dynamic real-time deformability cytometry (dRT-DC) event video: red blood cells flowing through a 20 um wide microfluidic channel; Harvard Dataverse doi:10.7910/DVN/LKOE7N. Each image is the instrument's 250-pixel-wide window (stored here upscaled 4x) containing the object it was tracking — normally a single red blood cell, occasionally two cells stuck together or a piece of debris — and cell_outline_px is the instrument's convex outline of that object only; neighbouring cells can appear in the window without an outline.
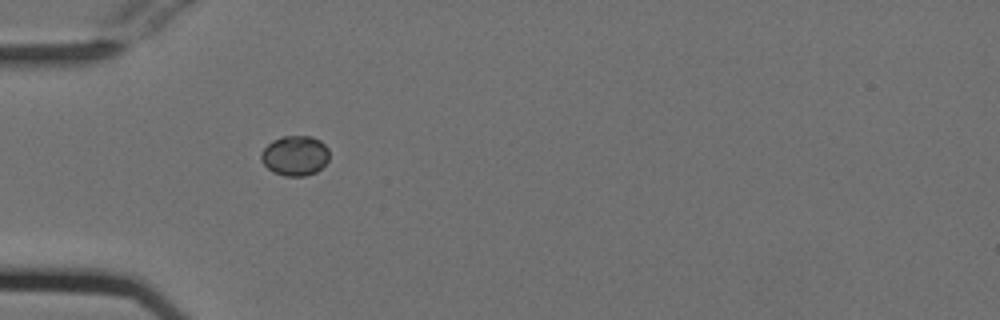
{"species": "Egyptian fruit bat (a non-hibernating species)", "species_latin": "Rousettus aegyptiacus", "temperature_condition": "cold", "stored_images_in_passage": 4, "camera_frame_rate_fps": 3000, "um_per_image_px": 0.085, "animal": {"sex": "female"}, "frame": {"image": 1, "passage_image": 1, "time_ms": 0.0, "image_size_px": [1000, 320], "cell_outline_px": [[328, 160], [316, 172], [304, 176], [284, 176], [272, 172], [260, 160], [260, 152], [272, 140], [284, 136], [312, 136], [320, 140], [328, 148]], "centroid_in_image_um": [25.05, 13.23], "position_along_channel_um": 59.9, "area_um2": 15.95}}
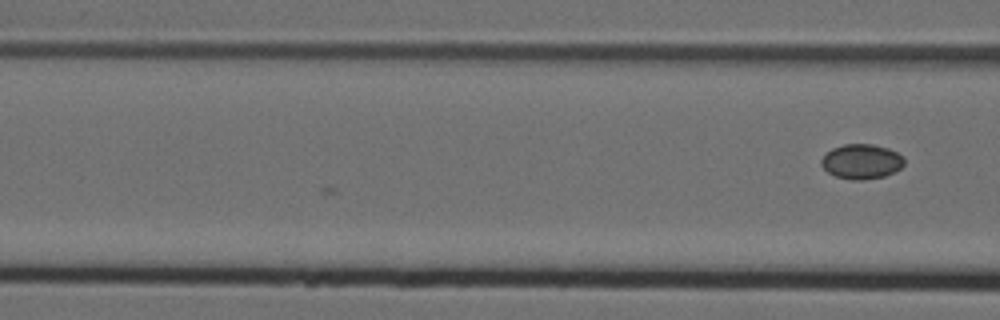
{"frame": {"image": 2, "passage_image": 4, "time_ms": 1.0, "image_size_px": [1000, 320], "cell_outline_px": [[904, 164], [900, 168], [884, 176], [864, 180], [852, 180], [836, 176], [828, 172], [820, 164], [820, 160], [832, 148], [844, 144], [872, 144], [888, 148], [904, 156]], "centroid_in_image_um": [73.23, 13.72], "position_along_channel_um": 93.4, "area_um2": 16.76}}